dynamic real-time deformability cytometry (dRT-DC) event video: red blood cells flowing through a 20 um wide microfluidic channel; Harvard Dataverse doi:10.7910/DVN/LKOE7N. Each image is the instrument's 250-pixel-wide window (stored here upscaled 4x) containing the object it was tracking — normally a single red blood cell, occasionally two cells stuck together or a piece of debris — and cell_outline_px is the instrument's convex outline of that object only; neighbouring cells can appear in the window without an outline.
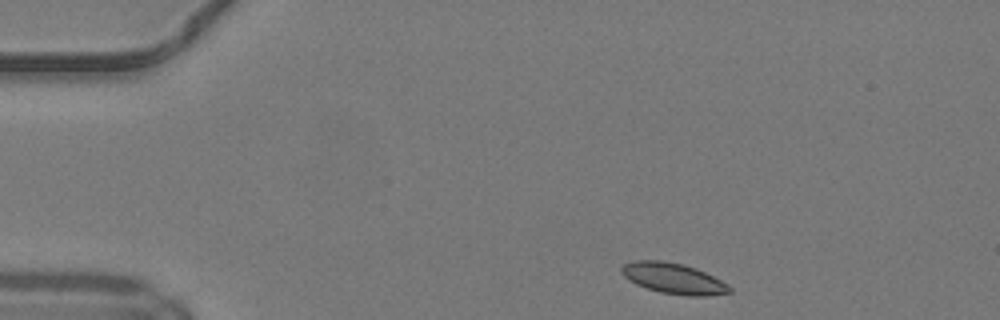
{"species": "common noctule bat (a hibernating species)", "species_latin": "Nyctalus noctula", "temperature_condition": "warm", "stored_images_in_passage": 3, "camera_frame_rate_fps": 3000, "um_per_image_px": 0.085, "animal": {"sex": "male", "body_mass_g": 19.2, "forearm_length_mm": 51.8}, "frame": {"image": 1, "passage_image": 1, "time_ms": 0.0, "image_size_px": [1000, 320], "cell_outline_px": [[732, 292], [708, 296], [688, 296], [660, 292], [636, 284], [628, 280], [620, 272], [620, 268], [624, 264], [632, 260], [660, 260], [680, 264], [696, 268], [728, 284], [732, 288]], "centroid_in_image_um": [57.23, 23.67], "position_along_channel_um": 27.8, "area_um2": 19.31}}